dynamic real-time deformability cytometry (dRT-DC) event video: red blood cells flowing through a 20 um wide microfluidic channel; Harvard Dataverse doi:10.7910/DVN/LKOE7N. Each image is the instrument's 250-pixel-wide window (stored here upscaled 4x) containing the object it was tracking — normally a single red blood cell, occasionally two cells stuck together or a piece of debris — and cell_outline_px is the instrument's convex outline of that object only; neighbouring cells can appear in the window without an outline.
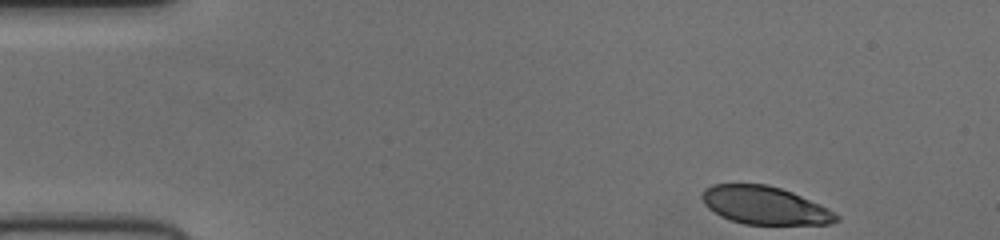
{"species": "human", "species_latin": "Homo sapiens", "temperature_condition": "cold", "stored_images_in_passage": 47, "camera_frame_rate_fps": 3000, "um_per_image_px": 0.085, "donor": {"sex": "female"}, "frame": {"image": 1, "passage_image": 1, "time_ms": 0.0, "image_size_px": [1000, 240], "cell_outline_px": [[840, 220], [828, 224], [744, 224], [720, 216], [708, 208], [704, 204], [700, 196], [700, 192], [704, 188], [712, 184], [768, 184], [792, 192], [820, 204], [828, 208], [840, 216]], "centroid_in_image_um": [64.98, 17.45], "position_along_channel_um": 20.0, "area_um2": 29.82}}
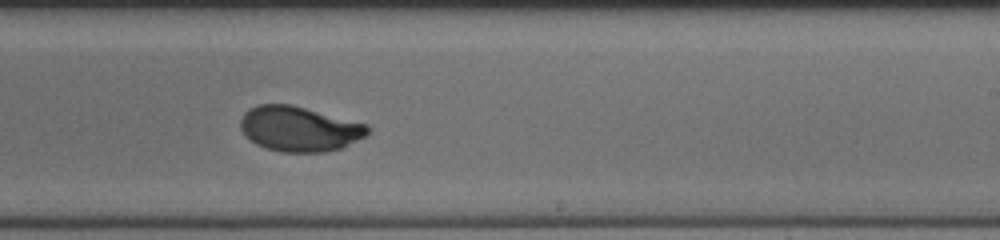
{"frame": {"image": 2, "passage_image": 27, "time_ms": 8.667, "image_size_px": [1000, 240], "cell_outline_px": [[372, 128], [364, 136], [340, 148], [324, 152], [280, 152], [264, 148], [248, 140], [244, 136], [240, 128], [240, 120], [244, 112], [248, 108], [260, 104], [288, 104], [368, 124]], "centroid_in_image_um": [25.38, 10.96], "position_along_channel_um": 263.6, "area_um2": 33.41}}
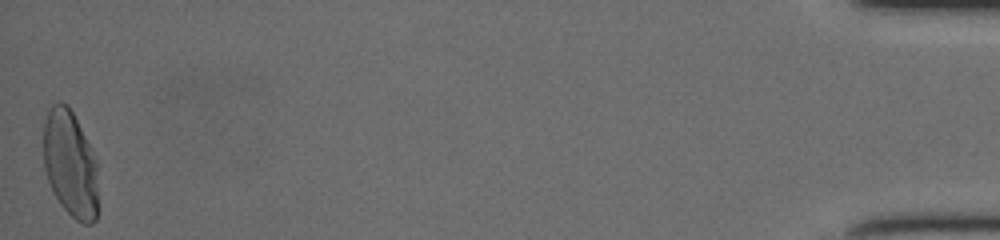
{"frame": {"image": 3, "passage_image": 47, "time_ms": 15.333, "image_size_px": [1000, 240], "cell_outline_px": [[96, 220], [92, 224], [84, 224], [76, 220], [60, 204], [48, 180], [44, 168], [44, 124], [48, 112], [52, 104], [60, 100], [68, 104], [96, 160]], "centroid_in_image_um": [5.95, 13.92], "position_along_channel_um": 429.3, "area_um2": 33.35}}